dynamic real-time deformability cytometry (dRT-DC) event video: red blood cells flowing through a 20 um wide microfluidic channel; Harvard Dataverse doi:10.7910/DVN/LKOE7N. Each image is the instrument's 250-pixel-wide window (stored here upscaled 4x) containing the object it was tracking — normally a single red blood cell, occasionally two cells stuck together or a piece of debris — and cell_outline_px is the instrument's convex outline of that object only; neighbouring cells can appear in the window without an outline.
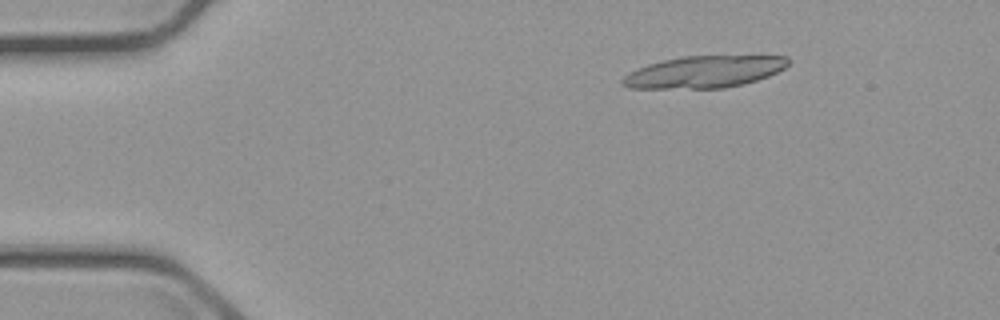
{"species": "common noctule bat (a hibernating species)", "species_latin": "Nyctalus noctula", "temperature_condition": "cold", "stored_images_in_passage": 3, "camera_frame_rate_fps": 3000, "um_per_image_px": 0.085, "animal": {"sex": "male", "body_mass_g": 23.1, "forearm_length_mm": 52.7}, "frame": {"image": 1, "passage_image": 1, "time_ms": 0.0, "image_size_px": [1000, 320], "cell_outline_px": [[788, 64], [784, 68], [768, 76], [744, 84], [724, 88], [628, 88], [620, 80], [628, 72], [648, 64], [664, 60], [684, 56], [788, 56]], "centroid_in_image_um": [59.84, 6.11], "position_along_channel_um": 25.2, "area_um2": 30.58}}